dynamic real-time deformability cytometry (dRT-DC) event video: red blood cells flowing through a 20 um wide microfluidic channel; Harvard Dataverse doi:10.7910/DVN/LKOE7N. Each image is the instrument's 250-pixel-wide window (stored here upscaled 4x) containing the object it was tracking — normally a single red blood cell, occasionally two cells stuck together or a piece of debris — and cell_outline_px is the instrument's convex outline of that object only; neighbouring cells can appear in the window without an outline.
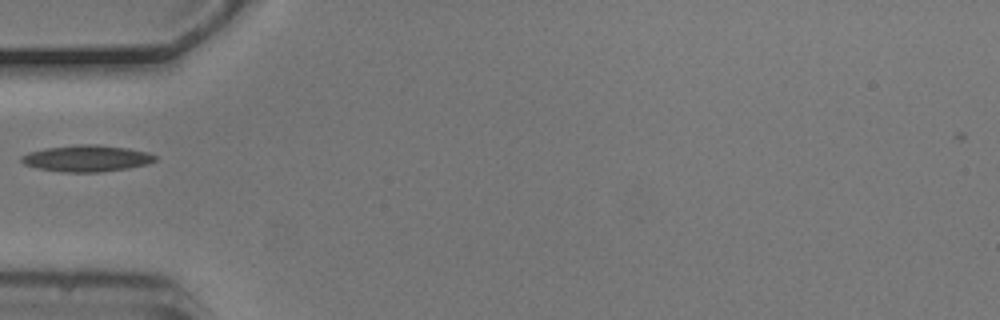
{"species": "common noctule bat (a hibernating species)", "species_latin": "Nyctalus noctula", "temperature_condition": "cold", "stored_images_in_passage": 2, "camera_frame_rate_fps": 3000, "um_per_image_px": 0.085, "animal": {"sex": "male", "body_mass_g": 20.5, "forearm_length_mm": 52.5}, "frame": {"image": 1, "passage_image": 1, "time_ms": 0.0, "image_size_px": [1000, 320], "cell_outline_px": [[156, 160], [148, 164], [128, 168], [100, 172], [64, 172], [36, 168], [24, 164], [20, 160], [20, 156], [28, 152], [44, 148], [76, 144], [96, 144], [128, 148], [148, 152], [156, 156]], "centroid_in_image_um": [7.35, 13.45], "position_along_channel_um": 77.7, "area_um2": 20.81}}